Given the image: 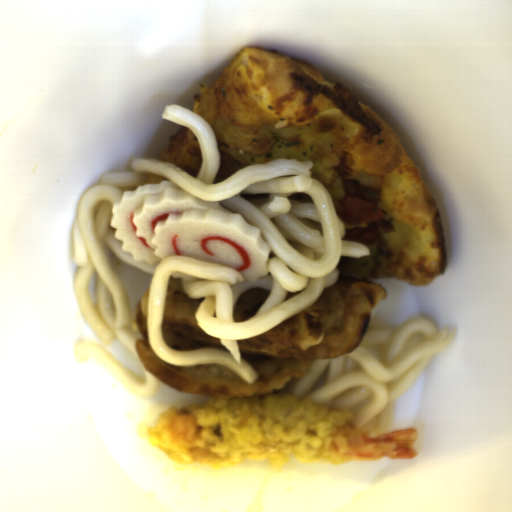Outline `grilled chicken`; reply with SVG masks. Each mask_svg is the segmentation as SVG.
<instances>
[{
    "label": "grilled chicken",
    "instance_id": "3",
    "mask_svg": "<svg viewBox=\"0 0 512 512\" xmlns=\"http://www.w3.org/2000/svg\"><path fill=\"white\" fill-rule=\"evenodd\" d=\"M218 153L220 156V166L217 169L213 183L222 182L236 171L243 169L240 162L232 155L219 151Z\"/></svg>",
    "mask_w": 512,
    "mask_h": 512
},
{
    "label": "grilled chicken",
    "instance_id": "1",
    "mask_svg": "<svg viewBox=\"0 0 512 512\" xmlns=\"http://www.w3.org/2000/svg\"><path fill=\"white\" fill-rule=\"evenodd\" d=\"M343 223V222H342ZM344 225V238L341 240H354L364 246H369L382 234L394 232L395 226L386 220L361 223L358 225Z\"/></svg>",
    "mask_w": 512,
    "mask_h": 512
},
{
    "label": "grilled chicken",
    "instance_id": "2",
    "mask_svg": "<svg viewBox=\"0 0 512 512\" xmlns=\"http://www.w3.org/2000/svg\"><path fill=\"white\" fill-rule=\"evenodd\" d=\"M342 187L344 190V200L351 197H358L377 206V208L381 203V190L366 184H361L358 180L350 179L345 181Z\"/></svg>",
    "mask_w": 512,
    "mask_h": 512
}]
</instances>
